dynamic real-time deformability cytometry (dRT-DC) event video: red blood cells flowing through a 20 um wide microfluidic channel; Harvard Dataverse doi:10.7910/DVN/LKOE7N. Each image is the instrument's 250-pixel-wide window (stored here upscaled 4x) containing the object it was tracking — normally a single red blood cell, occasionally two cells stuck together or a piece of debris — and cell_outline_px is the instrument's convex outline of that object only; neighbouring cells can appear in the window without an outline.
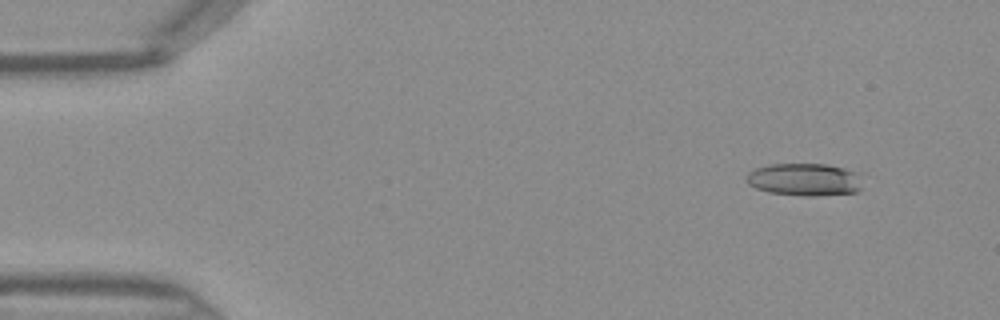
{"species": "Egyptian fruit bat (a non-hibernating species)", "species_latin": "Rousettus aegyptiacus", "temperature_condition": "warm", "stored_images_in_passage": 42, "camera_frame_rate_fps": 3000, "um_per_image_px": 0.085, "frame": {"image": 1, "passage_image": 1, "time_ms": 0.0, "image_size_px": [1000, 320], "cell_outline_px": [[860, 188], [856, 192], [812, 196], [804, 196], [768, 192], [756, 188], [748, 184], [748, 172], [756, 168], [768, 164], [828, 164], [860, 172]], "centroid_in_image_um": [68.4, 15.25], "position_along_channel_um": 16.6, "area_um2": 22.02}}
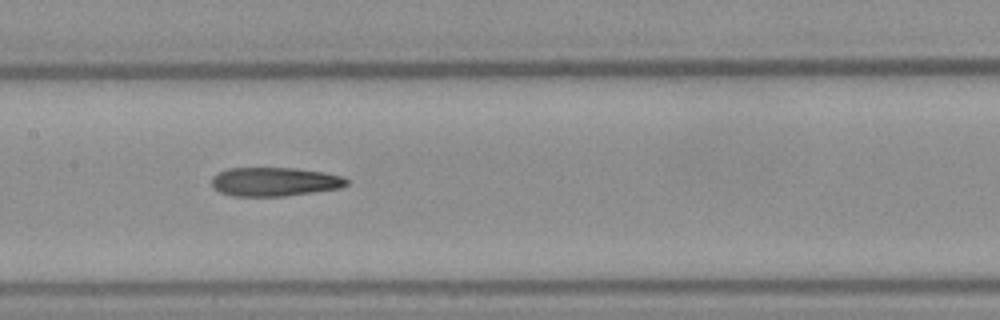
{"frame": {"image": 2, "passage_image": 19, "time_ms": 6.0, "image_size_px": [1000, 320], "cell_outline_px": [[348, 184], [340, 188], [284, 196], [232, 196], [220, 192], [212, 184], [212, 176], [216, 172], [228, 168], [296, 168], [324, 172], [344, 176], [348, 180]], "centroid_in_image_um": [23.34, 15.44], "position_along_channel_um": 184.1, "area_um2": 22.77}}
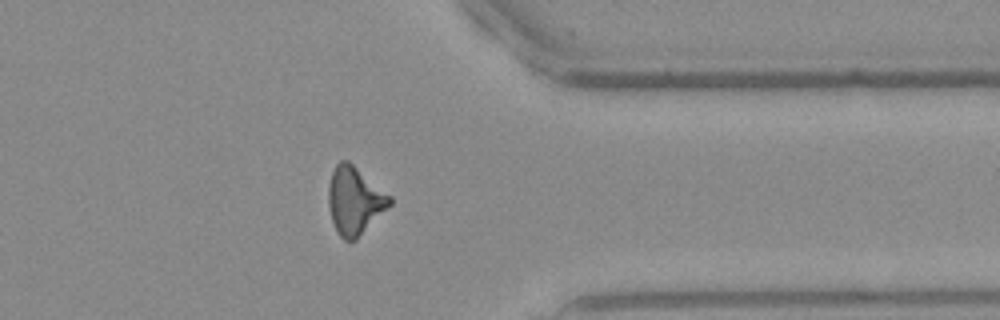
{"frame": {"image": 3, "passage_image": 33, "time_ms": 10.667, "image_size_px": [1000, 320], "cell_outline_px": [[392, 204], [356, 240], [344, 240], [340, 236], [332, 220], [328, 204], [328, 188], [332, 172], [336, 164], [340, 160], [348, 160], [392, 196]], "centroid_in_image_um": [30.16, 17.04], "position_along_channel_um": 381.2, "area_um2": 24.16}}